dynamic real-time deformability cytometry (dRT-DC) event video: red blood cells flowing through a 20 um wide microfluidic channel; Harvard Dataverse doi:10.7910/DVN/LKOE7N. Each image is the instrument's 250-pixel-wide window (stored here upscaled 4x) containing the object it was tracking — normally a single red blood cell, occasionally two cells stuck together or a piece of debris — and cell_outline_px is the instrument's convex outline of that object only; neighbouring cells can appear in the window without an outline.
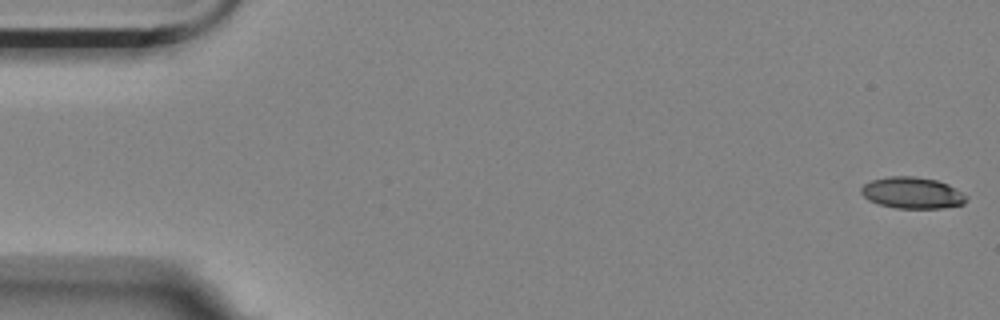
{"species": "Egyptian fruit bat (a non-hibernating species)", "species_latin": "Rousettus aegyptiacus", "temperature_condition": "room temperature", "stored_images_in_passage": 5, "camera_frame_rate_fps": 3000, "um_per_image_px": 0.085, "animal": {"sex": "female"}, "frame": {"image": 1, "passage_image": 1, "time_ms": 0.0, "image_size_px": [1000, 320], "cell_outline_px": [[968, 196], [964, 204], [944, 208], [896, 208], [880, 204], [868, 200], [860, 192], [860, 188], [864, 184], [872, 180], [888, 176], [912, 176], [936, 180], [948, 184]], "centroid_in_image_um": [77.54, 16.39], "position_along_channel_um": 7.5, "area_um2": 19.25}}
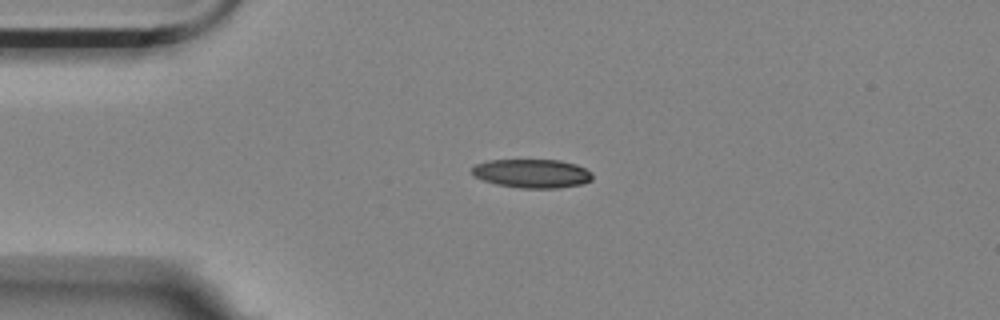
{"frame": {"image": 2, "passage_image": 4, "time_ms": 1.0, "image_size_px": [1000, 320], "cell_outline_px": [[592, 180], [580, 184], [560, 188], [520, 188], [496, 184], [472, 176], [468, 172], [468, 168], [476, 164], [488, 160], [560, 160], [576, 164], [592, 172]], "centroid_in_image_um": [45.16, 14.74], "position_along_channel_um": 39.8, "area_um2": 20.46}}